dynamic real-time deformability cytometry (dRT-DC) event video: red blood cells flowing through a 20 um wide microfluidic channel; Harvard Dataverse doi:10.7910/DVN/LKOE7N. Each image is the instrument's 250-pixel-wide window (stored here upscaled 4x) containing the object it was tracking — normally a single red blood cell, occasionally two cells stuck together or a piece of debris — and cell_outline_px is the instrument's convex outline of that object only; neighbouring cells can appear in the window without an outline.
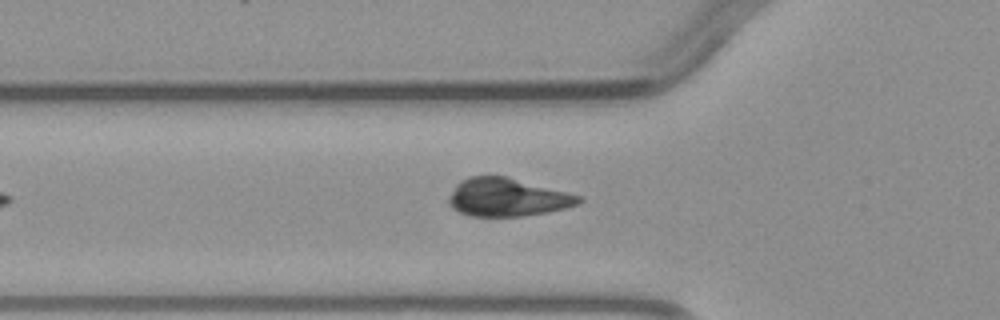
{"species": "common noctule bat (a hibernating species)", "species_latin": "Nyctalus noctula", "temperature_condition": "warm", "stored_images_in_passage": 4, "camera_frame_rate_fps": 3000, "um_per_image_px": 0.085, "animal": {"sex": "male", "body_mass_g": 23.1, "forearm_length_mm": 52.7}, "frame": {"image": 1, "passage_image": 4, "time_ms": 3.667, "image_size_px": [1000, 320], "cell_outline_px": [[584, 200], [580, 204], [548, 212], [524, 216], [472, 216], [460, 212], [452, 208], [448, 204], [448, 200], [456, 184], [460, 180], [468, 176], [508, 176], [568, 192], [580, 196]], "centroid_in_image_um": [43.14, 16.76], "position_along_channel_um": 82.7, "area_um2": 29.02}}